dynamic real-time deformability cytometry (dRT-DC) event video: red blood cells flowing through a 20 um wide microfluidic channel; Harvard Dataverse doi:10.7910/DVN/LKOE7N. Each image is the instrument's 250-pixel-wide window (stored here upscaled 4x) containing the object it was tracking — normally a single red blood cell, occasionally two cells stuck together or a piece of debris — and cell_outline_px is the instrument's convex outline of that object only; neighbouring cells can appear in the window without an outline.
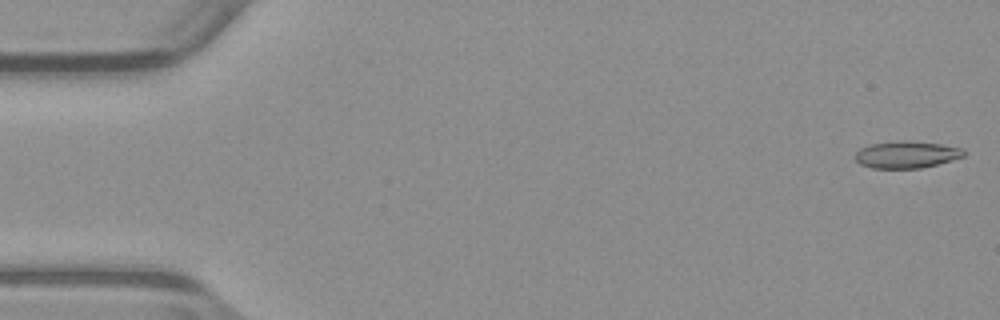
{"species": "common noctule bat (a hibernating species)", "species_latin": "Nyctalus noctula", "temperature_condition": "warm", "stored_images_in_passage": 52, "camera_frame_rate_fps": 3000, "um_per_image_px": 0.085, "animal": {"sex": "male", "body_mass_g": 23.1, "forearm_length_mm": 52.7}, "frame": {"image": 1, "passage_image": 1, "time_ms": 0.0, "image_size_px": [1000, 320], "cell_outline_px": [[968, 152], [964, 156], [952, 160], [920, 168], [872, 168], [860, 164], [856, 160], [856, 152], [860, 148], [872, 144], [900, 140], [912, 140], [940, 144], [964, 148]], "centroid_in_image_um": [77.1, 13.13], "position_along_channel_um": 7.9, "area_um2": 17.17}}
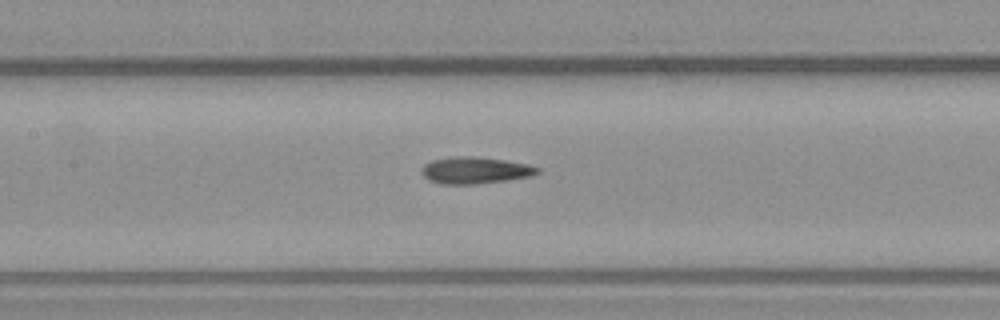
{"frame": {"image": 2, "passage_image": 24, "time_ms": 7.667, "image_size_px": [1000, 320], "cell_outline_px": [[540, 172], [532, 176], [508, 180], [476, 184], [440, 184], [428, 180], [420, 172], [420, 168], [424, 164], [432, 160], [452, 156], [472, 156], [504, 160], [528, 164], [540, 168]], "centroid_in_image_um": [40.36, 14.48], "position_along_channel_um": 167.0, "area_um2": 18.26}}
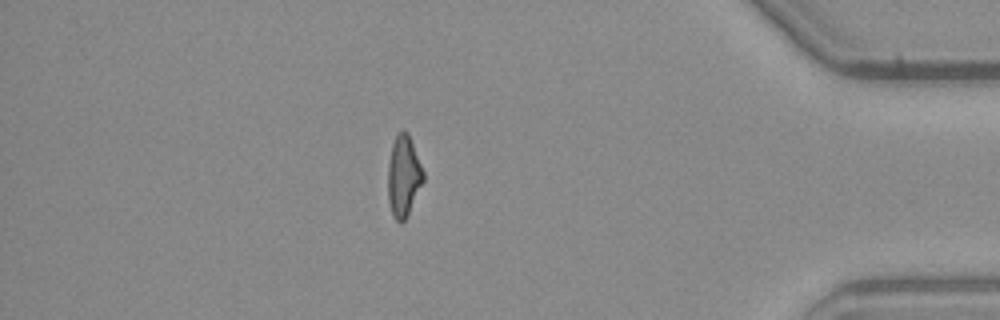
{"frame": {"image": 3, "passage_image": 45, "time_ms": 14.667, "image_size_px": [1000, 320], "cell_outline_px": [[424, 180], [404, 220], [400, 224], [392, 216], [388, 200], [388, 164], [392, 144], [396, 136], [404, 128], [408, 132], [424, 172]], "centroid_in_image_um": [34.29, 14.96], "position_along_channel_um": 400.9, "area_um2": 16.59}, "authors_computed_cell_mechanics": {"area_um2": 17.3689, "velocity_mm_per_s": 3.963, "shape_relaxation_time_tau1_ms": null, "shape_relaxation_time_tau2_ms": 5.0849, "deformation_change_tau1": null, "deformation_change_tau2": 0.1639}}